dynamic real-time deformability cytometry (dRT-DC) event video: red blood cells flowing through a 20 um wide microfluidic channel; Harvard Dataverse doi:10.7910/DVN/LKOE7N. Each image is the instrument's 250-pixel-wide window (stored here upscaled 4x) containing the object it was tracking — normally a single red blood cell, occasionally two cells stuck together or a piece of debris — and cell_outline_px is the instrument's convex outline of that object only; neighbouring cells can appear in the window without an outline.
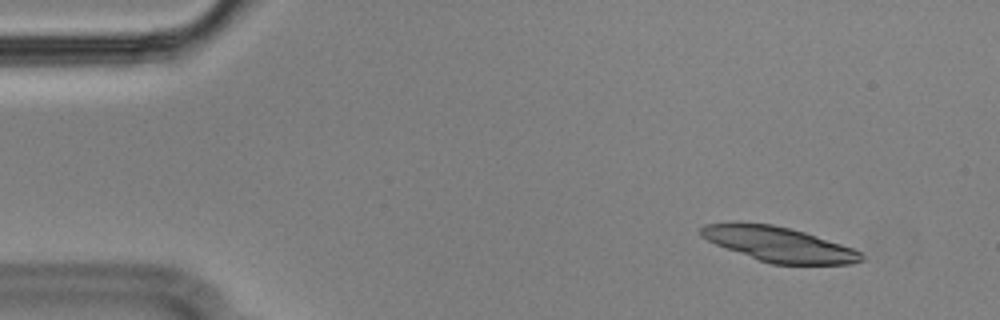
{"species": "Egyptian fruit bat (a non-hibernating species)", "species_latin": "Rousettus aegyptiacus", "temperature_condition": "cold", "stored_images_in_passage": 50, "camera_frame_rate_fps": 3000, "um_per_image_px": 0.085, "animal": {"sex": "male"}, "frame": {"image": 1, "passage_image": 1, "time_ms": 0.0, "image_size_px": [1000, 320], "cell_outline_px": [[864, 260], [852, 264], [772, 264], [760, 260], [716, 244], [700, 236], [700, 228], [704, 224], [736, 220], [772, 224], [804, 232], [852, 248], [860, 252], [864, 256]], "centroid_in_image_um": [66.14, 20.73], "position_along_channel_um": 18.9, "area_um2": 32.54}}